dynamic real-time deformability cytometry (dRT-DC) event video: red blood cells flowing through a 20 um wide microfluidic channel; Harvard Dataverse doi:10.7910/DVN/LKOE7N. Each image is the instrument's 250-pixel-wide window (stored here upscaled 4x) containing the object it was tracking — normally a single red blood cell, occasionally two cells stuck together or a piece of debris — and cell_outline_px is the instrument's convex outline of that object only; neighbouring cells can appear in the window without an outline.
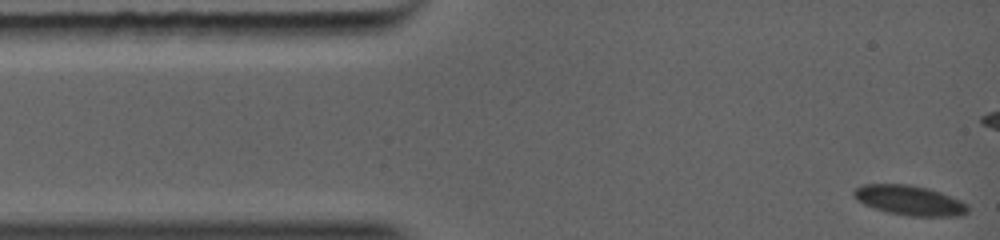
{"species": "common noctule bat (a hibernating species)", "species_latin": "Nyctalus noctula", "temperature_condition": "warm", "stored_images_in_passage": 40, "camera_frame_rate_fps": 5000, "um_per_image_px": 0.085, "animal": {"sex": "female", "body_mass_g": 19.0, "forearm_length_mm": 56.7}, "frame": {"image": 1, "passage_image": 1, "time_ms": 0.0, "image_size_px": [1000, 240], "cell_outline_px": [[968, 212], [960, 216], [912, 216], [888, 212], [864, 204], [856, 200], [852, 196], [852, 192], [856, 188], [864, 184], [912, 184], [928, 188], [940, 192], [960, 200], [968, 204]], "centroid_in_image_um": [77.31, 17.02], "position_along_channel_um": 7.7, "area_um2": 19.83}}
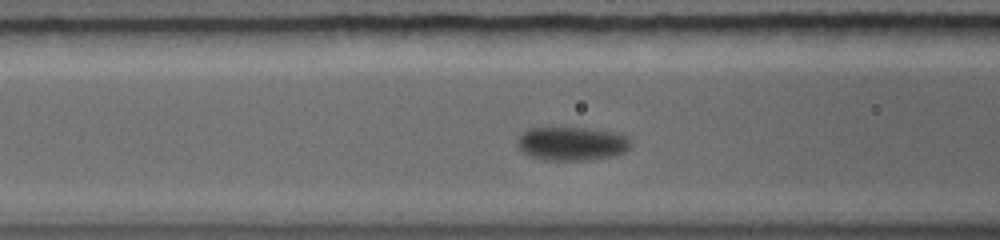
{"frame": {"image": 2, "passage_image": 17, "time_ms": 4.0, "image_size_px": [1000, 240], "cell_outline_px": [[628, 148], [624, 152], [616, 156], [588, 160], [540, 160], [528, 156], [520, 152], [516, 148], [520, 140], [528, 132], [584, 132], [616, 136], [624, 140], [628, 144]], "centroid_in_image_um": [48.51, 12.4], "position_along_channel_um": 118.1, "area_um2": 19.13}}
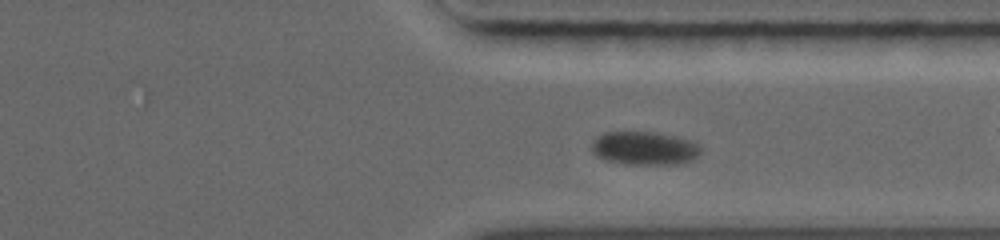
{"frame": {"image": 3, "passage_image": 34, "time_ms": 9.2, "image_size_px": [1000, 240], "cell_outline_px": [[700, 152], [692, 160], [672, 164], [624, 164], [604, 160], [596, 156], [596, 144], [604, 136], [660, 136], [676, 140], [688, 144], [696, 148]], "centroid_in_image_um": [54.78, 12.77], "position_along_channel_um": 356.6, "area_um2": 17.69}}